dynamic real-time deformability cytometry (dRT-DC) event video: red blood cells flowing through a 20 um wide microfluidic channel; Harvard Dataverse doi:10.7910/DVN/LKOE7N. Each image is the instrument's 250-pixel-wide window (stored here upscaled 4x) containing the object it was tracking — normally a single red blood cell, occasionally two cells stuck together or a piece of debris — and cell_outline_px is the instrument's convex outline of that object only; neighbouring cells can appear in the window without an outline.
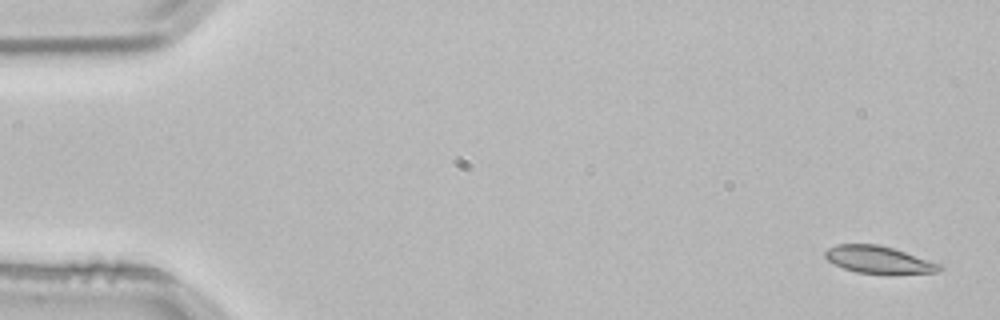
{"species": "common noctule bat (a hibernating species)", "species_latin": "Nyctalus noctula", "temperature_condition": "room temperature", "stored_images_in_passage": 3, "camera_frame_rate_fps": 3000, "um_per_image_px": 0.085, "animal": {"sex": "male", "body_mass_g": 21.5, "forearm_length_mm": 52.0}, "frame": {"image": 1, "passage_image": 1, "time_ms": 0.0, "image_size_px": [1000, 320], "cell_outline_px": [[944, 268], [936, 272], [888, 276], [856, 272], [844, 268], [828, 260], [824, 256], [824, 252], [828, 248], [836, 244], [876, 244], [892, 248], [944, 264]], "centroid_in_image_um": [74.76, 22.11], "position_along_channel_um": 10.2, "area_um2": 18.79}}
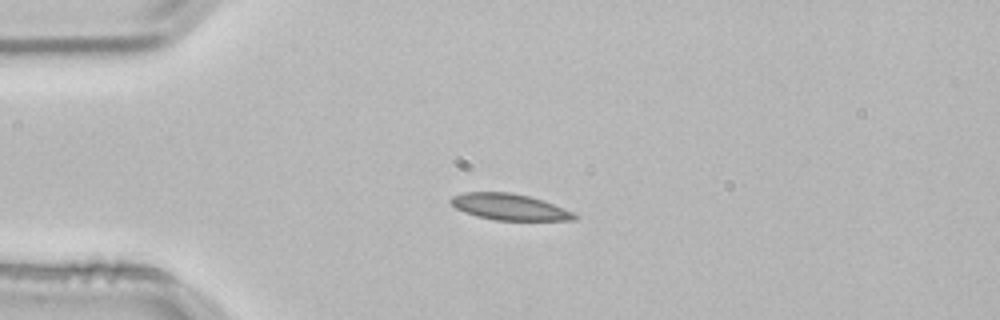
{"frame": {"image": 2, "passage_image": 3, "time_ms": 0.667, "image_size_px": [1000, 320], "cell_outline_px": [[576, 220], [496, 220], [476, 216], [464, 212], [456, 208], [448, 200], [452, 196], [464, 192], [512, 192], [544, 200], [564, 208], [572, 212], [576, 216]], "centroid_in_image_um": [43.27, 17.58], "position_along_channel_um": 41.7, "area_um2": 18.9}}